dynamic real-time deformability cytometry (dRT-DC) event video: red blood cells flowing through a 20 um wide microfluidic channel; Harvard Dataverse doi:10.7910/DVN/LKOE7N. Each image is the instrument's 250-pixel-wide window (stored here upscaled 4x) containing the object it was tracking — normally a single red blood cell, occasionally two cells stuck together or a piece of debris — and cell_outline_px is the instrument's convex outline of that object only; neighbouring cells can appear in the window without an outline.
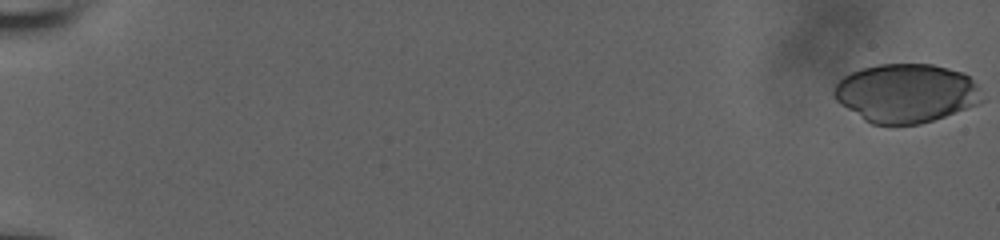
{"species": "human", "species_latin": "Homo sapiens", "temperature_condition": "room temperature", "stored_images_in_passage": 59, "camera_frame_rate_fps": 3000, "um_per_image_px": 0.085, "donor": {"sex": "male"}, "frame": {"image": 1, "passage_image": 1, "time_ms": 0.0, "image_size_px": [1000, 240], "cell_outline_px": [[984, 100], [976, 104], [944, 116], [920, 124], [872, 124], [864, 120], [836, 100], [832, 92], [836, 84], [844, 76], [860, 68], [876, 64], [932, 64], [964, 72], [976, 84]], "centroid_in_image_um": [77.0, 7.9], "position_along_channel_um": 8.0, "area_um2": 50.4}}